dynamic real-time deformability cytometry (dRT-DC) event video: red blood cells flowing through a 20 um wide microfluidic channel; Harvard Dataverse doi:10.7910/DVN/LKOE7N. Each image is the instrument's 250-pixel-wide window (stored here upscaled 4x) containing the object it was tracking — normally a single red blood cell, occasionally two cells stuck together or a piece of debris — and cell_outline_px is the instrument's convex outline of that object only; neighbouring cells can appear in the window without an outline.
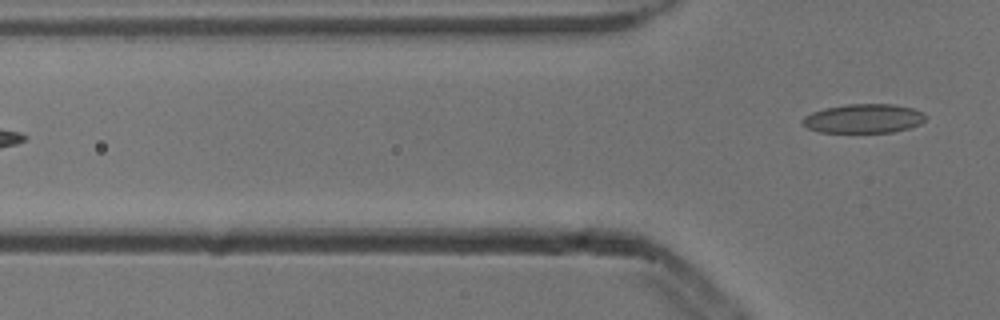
{"species": "common noctule bat (a hibernating species)", "species_latin": "Nyctalus noctula", "temperature_condition": "cold", "stored_images_in_passage": 6, "camera_frame_rate_fps": 3000, "um_per_image_px": 0.085, "animal": {"sex": "male", "body_mass_g": 13.3}, "frame": {"image": 1, "passage_image": 6, "time_ms": 1.667, "image_size_px": [1000, 320], "cell_outline_px": [[928, 116], [920, 124], [908, 128], [892, 132], [820, 132], [808, 128], [804, 124], [804, 116], [812, 112], [824, 108], [844, 104], [892, 104], [912, 108], [924, 112]], "centroid_in_image_um": [73.44, 10.06], "position_along_channel_um": 52.4, "area_um2": 20.81}}